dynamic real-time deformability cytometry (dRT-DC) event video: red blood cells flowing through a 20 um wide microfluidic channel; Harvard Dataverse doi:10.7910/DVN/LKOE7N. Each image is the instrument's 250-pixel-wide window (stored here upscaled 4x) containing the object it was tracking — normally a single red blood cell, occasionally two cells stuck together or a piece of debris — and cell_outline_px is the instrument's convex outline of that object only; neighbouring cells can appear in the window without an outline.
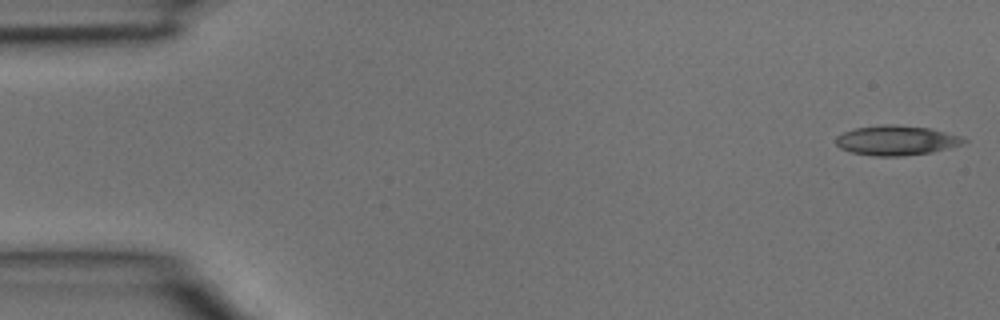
{"species": "common noctule bat (a hibernating species)", "species_latin": "Nyctalus noctula", "temperature_condition": "room temperature", "stored_images_in_passage": 3, "camera_frame_rate_fps": 3000, "um_per_image_px": 0.085, "animal": {"sex": "male", "body_mass_g": 15.6}, "frame": {"image": 1, "passage_image": 1, "time_ms": 0.0, "image_size_px": [1000, 320], "cell_outline_px": [[968, 140], [964, 144], [932, 152], [904, 156], [876, 156], [852, 152], [840, 148], [836, 144], [836, 136], [844, 132], [856, 128], [884, 124], [892, 124], [928, 128], [964, 136]], "centroid_in_image_um": [76.23, 11.93], "position_along_channel_um": 8.8, "area_um2": 22.2}}
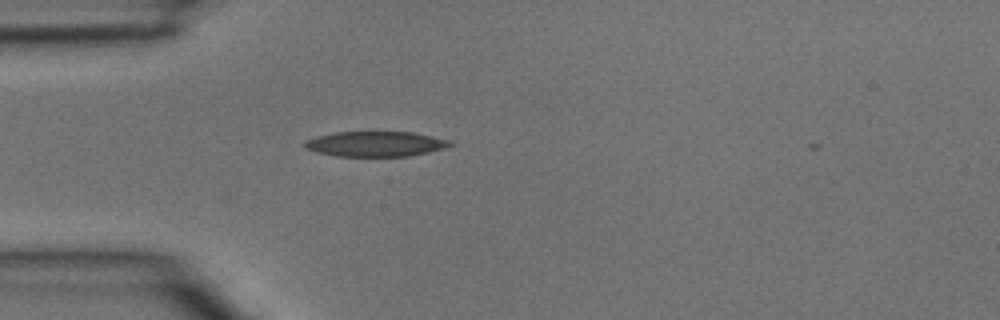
{"frame": {"image": 2, "passage_image": 3, "time_ms": 0.667, "image_size_px": [1000, 320], "cell_outline_px": [[452, 144], [444, 148], [428, 152], [408, 156], [336, 156], [316, 152], [304, 148], [304, 144], [308, 140], [316, 136], [336, 132], [412, 132], [448, 140]], "centroid_in_image_um": [31.87, 12.24], "position_along_channel_um": 53.1, "area_um2": 21.04}}